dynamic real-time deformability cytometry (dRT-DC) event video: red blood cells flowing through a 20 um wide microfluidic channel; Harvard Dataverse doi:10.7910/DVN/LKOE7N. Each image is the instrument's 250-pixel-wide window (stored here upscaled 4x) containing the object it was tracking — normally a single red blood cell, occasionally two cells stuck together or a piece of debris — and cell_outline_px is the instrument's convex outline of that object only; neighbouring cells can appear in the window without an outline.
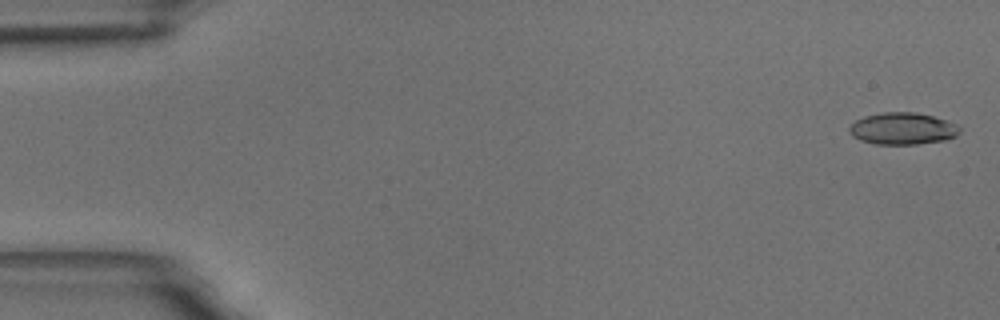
{"species": "common noctule bat (a hibernating species)", "species_latin": "Nyctalus noctula", "temperature_condition": "room temperature", "stored_images_in_passage": 15, "camera_frame_rate_fps": 3000, "um_per_image_px": 0.085, "animal": {"sex": "male", "body_mass_g": 18.8}, "frame": {"image": 1, "passage_image": 1, "time_ms": 0.0, "image_size_px": [1000, 320], "cell_outline_px": [[960, 132], [956, 136], [944, 140], [916, 144], [876, 144], [860, 140], [852, 136], [848, 132], [848, 128], [856, 120], [864, 116], [880, 112], [916, 112], [932, 116], [956, 124], [960, 128]], "centroid_in_image_um": [76.69, 10.93], "position_along_channel_um": 8.3, "area_um2": 20.52}}
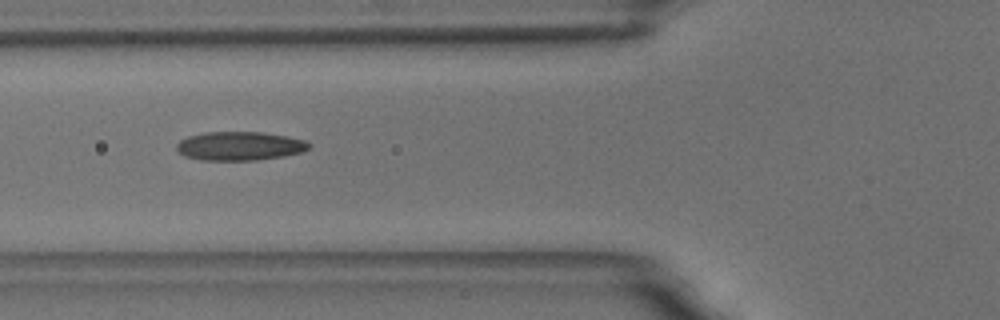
{"frame": {"image": 2, "passage_image": 6, "time_ms": 6.667, "image_size_px": [1000, 320], "cell_outline_px": [[312, 148], [304, 152], [284, 156], [256, 160], [200, 160], [184, 156], [176, 148], [176, 144], [180, 140], [188, 136], [204, 132], [260, 132], [288, 136], [308, 140], [312, 144]], "centroid_in_image_um": [20.44, 12.41], "position_along_channel_um": 105.4, "area_um2": 22.54}}
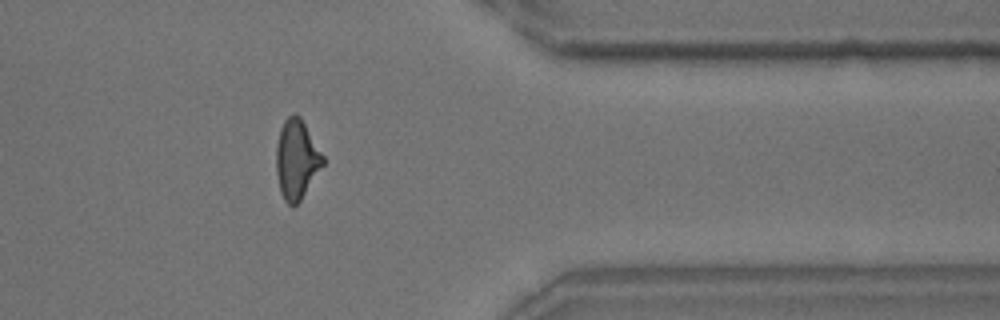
{"frame": {"image": 3, "passage_image": 13, "time_ms": 15.0, "image_size_px": [1000, 320], "cell_outline_px": [[324, 164], [300, 200], [292, 208], [284, 200], [280, 192], [276, 172], [276, 144], [280, 128], [284, 120], [292, 112], [296, 112], [300, 116], [324, 156]], "centroid_in_image_um": [25.19, 13.53], "position_along_channel_um": 386.2, "area_um2": 21.73}, "authors_computed_cell_mechanics": {"area_um2": 21.4438, "velocity_mm_per_s": 3.5445, "shape_relaxation_time_tau1_ms": 7.4901, "shape_relaxation_time_tau2_ms": 1.3603, "deformation_change_tau1": 0.2007, "deformation_change_tau2": 0.0688}}